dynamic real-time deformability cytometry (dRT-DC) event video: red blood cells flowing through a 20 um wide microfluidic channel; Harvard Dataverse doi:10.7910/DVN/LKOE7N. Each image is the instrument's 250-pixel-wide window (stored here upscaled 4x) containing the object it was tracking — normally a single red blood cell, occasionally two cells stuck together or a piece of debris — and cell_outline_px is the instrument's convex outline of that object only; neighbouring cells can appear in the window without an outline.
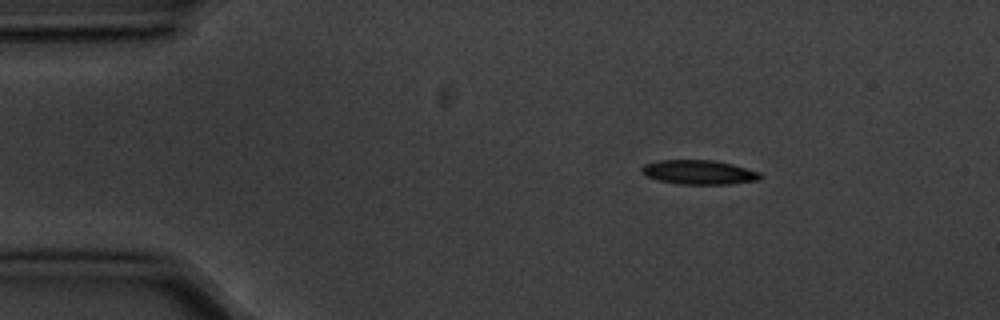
{"species": "common noctule bat (a hibernating species)", "species_latin": "Nyctalus noctula", "temperature_condition": "cold", "stored_images_in_passage": 5, "segment_of_instrument_passage": [1, 2], "camera_frame_rate_fps": 3000, "um_per_image_px": 0.085, "animal": {"sex": "male", "body_mass_g": 20.1, "forearm_length_mm": 53.5}, "frame": {"image": 1, "passage_image": 2, "time_ms": 0.333, "image_size_px": [1000, 320], "cell_outline_px": [[764, 176], [760, 180], [732, 184], [676, 184], [660, 180], [648, 176], [640, 172], [640, 168], [644, 164], [660, 160], [712, 160], [732, 164], [760, 172]], "centroid_in_image_um": [59.44, 14.64], "position_along_channel_um": 25.6, "area_um2": 16.88}}